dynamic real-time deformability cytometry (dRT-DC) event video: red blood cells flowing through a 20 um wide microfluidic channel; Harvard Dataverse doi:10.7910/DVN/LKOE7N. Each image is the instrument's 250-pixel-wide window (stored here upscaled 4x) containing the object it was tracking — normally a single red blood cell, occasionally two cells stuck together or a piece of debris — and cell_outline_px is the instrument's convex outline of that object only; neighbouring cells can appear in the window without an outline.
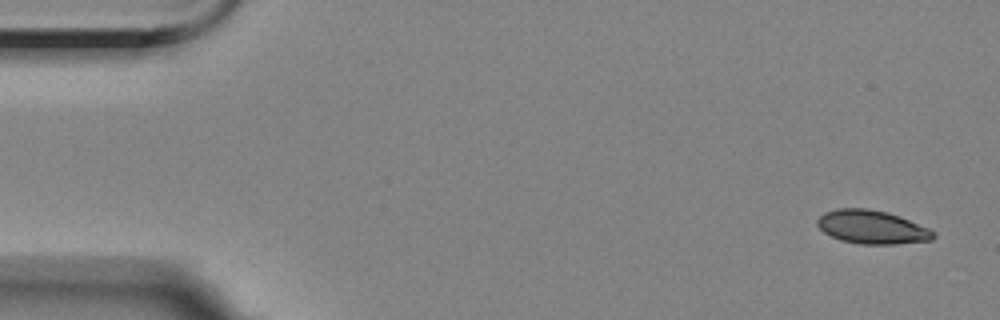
{"species": "Egyptian fruit bat (a non-hibernating species)", "species_latin": "Rousettus aegyptiacus", "temperature_condition": "room temperature", "stored_images_in_passage": 5, "camera_frame_rate_fps": 3000, "um_per_image_px": 0.085, "animal": {"sex": "female"}, "frame": {"image": 1, "passage_image": 1, "time_ms": 0.0, "image_size_px": [1000, 320], "cell_outline_px": [[936, 236], [932, 240], [896, 244], [860, 244], [840, 240], [824, 232], [816, 224], [816, 220], [824, 212], [836, 208], [868, 208], [888, 212], [900, 216], [928, 228], [936, 232]], "centroid_in_image_um": [74.12, 19.29], "position_along_channel_um": 10.9, "area_um2": 22.83}}
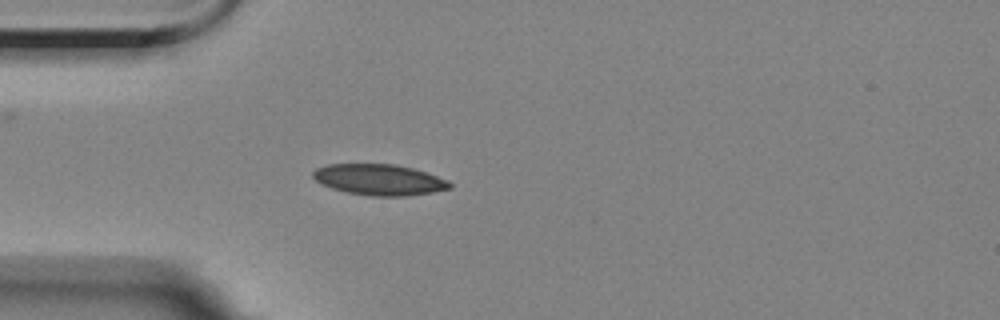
{"frame": {"image": 2, "passage_image": 5, "time_ms": 4.333, "image_size_px": [1000, 320], "cell_outline_px": [[452, 188], [432, 192], [404, 196], [368, 196], [348, 192], [332, 188], [320, 184], [312, 176], [312, 172], [316, 168], [328, 164], [396, 164], [412, 168], [448, 180], [452, 184]], "centroid_in_image_um": [32.21, 15.27], "position_along_channel_um": 52.8, "area_um2": 24.62}}